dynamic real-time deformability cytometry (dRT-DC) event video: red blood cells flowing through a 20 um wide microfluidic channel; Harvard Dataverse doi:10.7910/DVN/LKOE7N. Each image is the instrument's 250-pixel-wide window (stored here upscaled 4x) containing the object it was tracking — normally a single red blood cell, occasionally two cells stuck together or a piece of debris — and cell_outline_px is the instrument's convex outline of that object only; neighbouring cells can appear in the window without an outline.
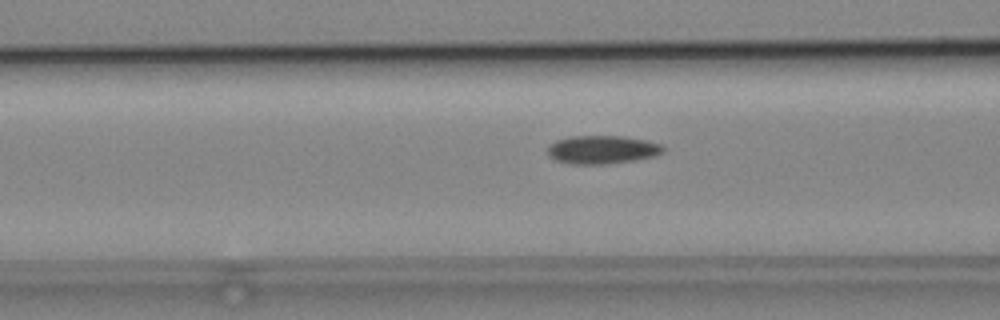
{"species": "common noctule bat (a hibernating species)", "species_latin": "Nyctalus noctula", "temperature_condition": "cold", "stored_images_in_passage": 37, "camera_frame_rate_fps": 3000, "um_per_image_px": 0.085, "animal": {"sex": "male", "body_mass_g": 19.2, "forearm_length_mm": 51.8}, "frame": {"image": 1, "passage_image": 6, "time_ms": 1.667, "image_size_px": [1000, 320], "cell_outline_px": [[664, 152], [656, 156], [636, 160], [604, 164], [572, 164], [556, 160], [548, 156], [548, 144], [556, 140], [572, 136], [620, 136], [644, 140], [660, 144], [664, 148]], "centroid_in_image_um": [51.17, 12.72], "position_along_channel_um": 115.4, "area_um2": 19.07}}
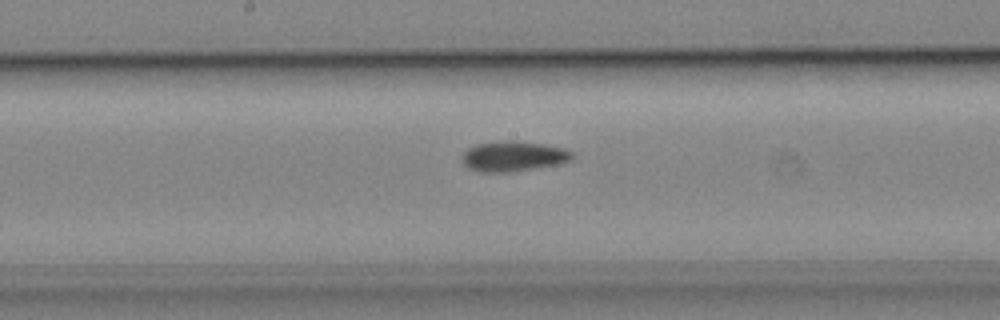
{"frame": {"image": 2, "passage_image": 13, "time_ms": 4.0, "image_size_px": [1000, 320], "cell_outline_px": [[572, 160], [560, 164], [516, 172], [480, 172], [468, 168], [460, 160], [460, 156], [468, 148], [476, 144], [500, 140], [512, 140], [540, 144], [564, 148], [572, 152]], "centroid_in_image_um": [43.6, 13.29], "position_along_channel_um": 204.6, "area_um2": 19.71}}
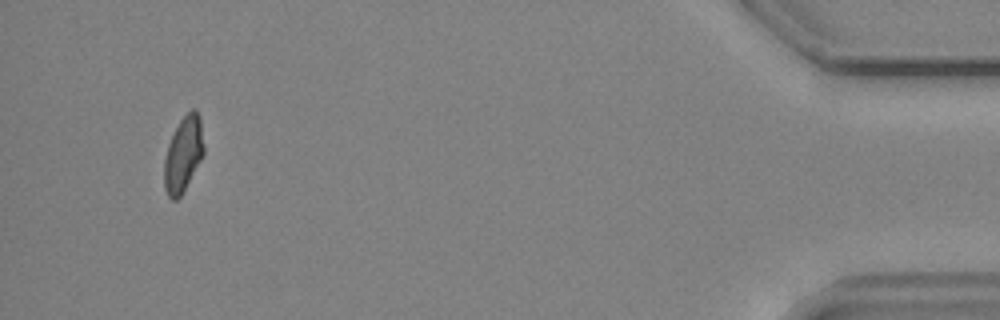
{"frame": {"image": 3, "passage_image": 36, "time_ms": 11.667, "image_size_px": [1000, 320], "cell_outline_px": [[204, 152], [200, 160], [180, 196], [176, 200], [172, 200], [168, 196], [164, 188], [164, 160], [168, 144], [180, 120], [192, 108], [196, 108], [200, 116], [204, 148]], "centroid_in_image_um": [15.57, 13.09], "position_along_channel_um": 419.6, "area_um2": 17.11}}